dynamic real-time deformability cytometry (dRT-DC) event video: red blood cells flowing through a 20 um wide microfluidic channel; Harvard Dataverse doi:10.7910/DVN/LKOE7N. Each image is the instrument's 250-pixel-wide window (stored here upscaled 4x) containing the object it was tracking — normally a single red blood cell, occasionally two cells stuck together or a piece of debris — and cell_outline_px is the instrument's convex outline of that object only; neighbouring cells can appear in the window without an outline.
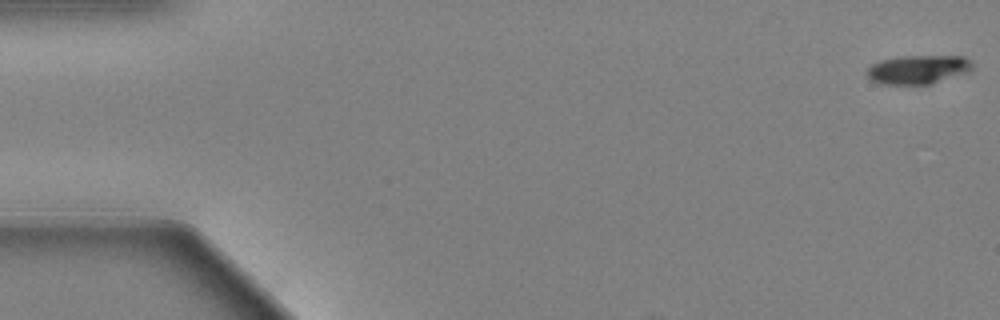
{"species": "Egyptian fruit bat (a non-hibernating species)", "species_latin": "Rousettus aegyptiacus", "temperature_condition": "warm", "stored_images_in_passage": 60, "camera_frame_rate_fps": 3000, "um_per_image_px": 0.085, "animal": {"sex": "female"}, "frame": {"image": 1, "passage_image": 1, "time_ms": 0.0, "image_size_px": [1000, 320], "cell_outline_px": [[972, 68], [968, 72], [928, 84], [880, 84], [872, 80], [868, 76], [868, 68], [872, 64], [880, 60], [900, 56], [964, 56], [972, 64]], "centroid_in_image_um": [78.01, 5.9], "position_along_channel_um": 7.0, "area_um2": 17.46}}
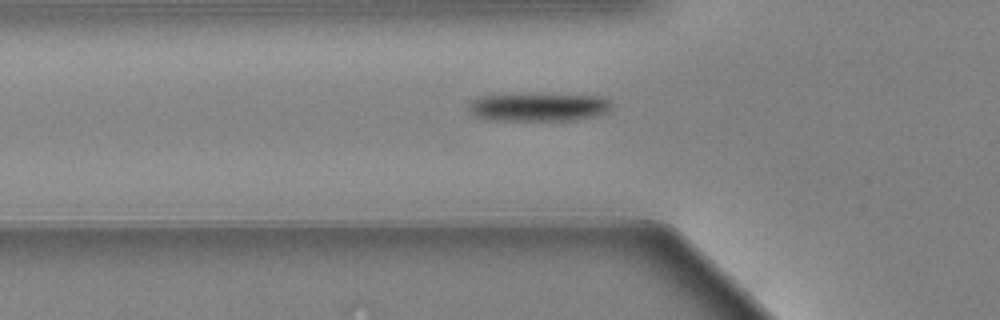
{"frame": {"image": 2, "passage_image": 21, "time_ms": 6.667, "image_size_px": [1000, 320], "cell_outline_px": [[612, 108], [608, 112], [596, 116], [576, 120], [492, 120], [476, 116], [468, 108], [468, 100], [476, 96], [528, 92], [540, 92], [604, 96], [612, 100]], "centroid_in_image_um": [45.81, 9.04], "position_along_channel_um": 80.0, "area_um2": 24.97}}
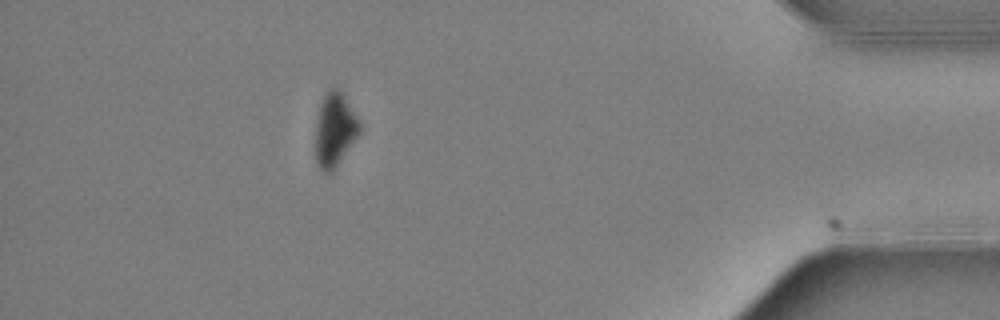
{"frame": {"image": 3, "passage_image": 54, "time_ms": 17.667, "image_size_px": [1000, 320], "cell_outline_px": [[360, 132], [332, 172], [324, 172], [316, 164], [316, 120], [320, 104], [324, 92], [328, 88], [340, 88], [360, 120]], "centroid_in_image_um": [28.45, 10.96], "position_along_channel_um": 406.7, "area_um2": 19.07}, "authors_computed_cell_mechanics": {"area_um2": 21.4149, "velocity_mm_per_s": 3.4221, "shape_relaxation_time_tau1_ms": 2.5254, "shape_relaxation_time_tau2_ms": null, "deformation_change_tau1": 0.1665, "deformation_change_tau2": null}}